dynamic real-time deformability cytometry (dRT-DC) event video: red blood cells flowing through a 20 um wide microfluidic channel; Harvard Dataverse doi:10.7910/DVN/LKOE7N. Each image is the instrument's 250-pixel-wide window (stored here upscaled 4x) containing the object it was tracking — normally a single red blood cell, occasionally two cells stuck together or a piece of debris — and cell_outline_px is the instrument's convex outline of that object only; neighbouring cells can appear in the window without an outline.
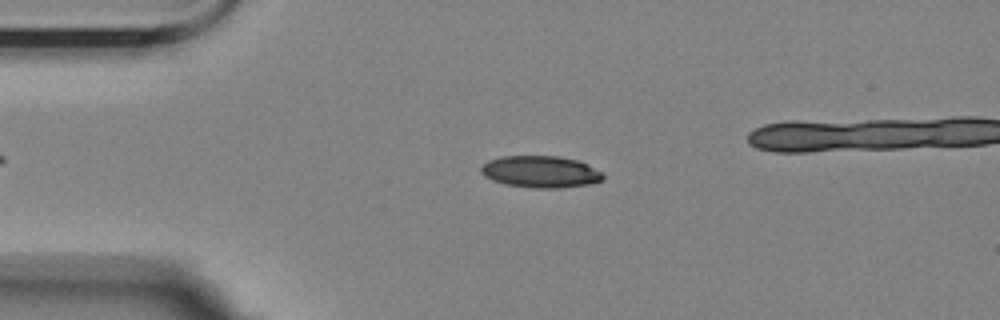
{"species": "Egyptian fruit bat (a non-hibernating species)", "species_latin": "Rousettus aegyptiacus", "temperature_condition": "room temperature", "stored_images_in_passage": 49, "camera_frame_rate_fps": 3000, "um_per_image_px": 0.085, "animal": {"sex": "female"}, "frame": {"image": 1, "passage_image": 12, "time_ms": 3.667, "image_size_px": [1000, 320], "cell_outline_px": [[604, 180], [588, 184], [560, 188], [532, 188], [504, 184], [492, 180], [484, 176], [480, 172], [480, 168], [488, 160], [500, 156], [560, 156], [580, 160], [604, 172]], "centroid_in_image_um": [45.97, 14.59], "position_along_channel_um": 39.0, "area_um2": 23.0}}
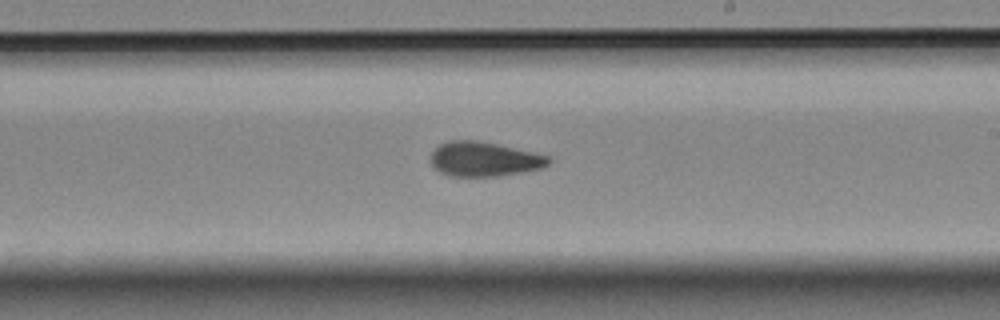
{"frame": {"image": 2, "passage_image": 32, "time_ms": 10.333, "image_size_px": [1000, 320], "cell_outline_px": [[552, 160], [548, 164], [540, 168], [500, 176], [448, 176], [432, 168], [432, 152], [440, 144], [448, 140], [476, 140], [496, 144], [532, 152], [548, 156]], "centroid_in_image_um": [41.11, 13.53], "position_along_channel_um": 247.9, "area_um2": 23.52}}
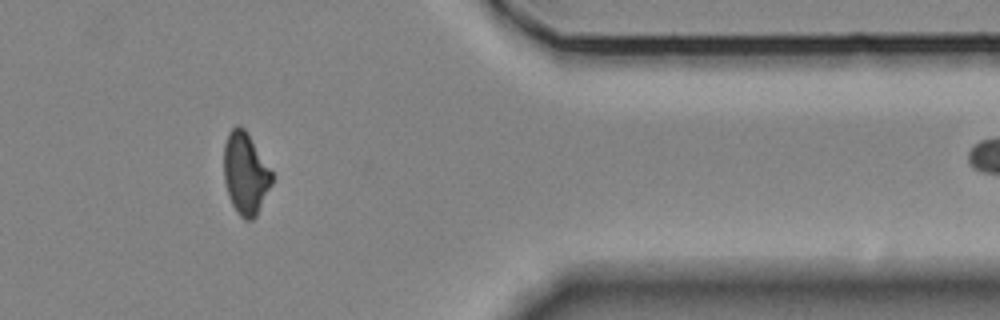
{"frame": {"image": 3, "passage_image": 46, "time_ms": 15.0, "image_size_px": [1000, 320], "cell_outline_px": [[272, 184], [256, 216], [252, 220], [244, 220], [236, 212], [228, 196], [224, 180], [224, 144], [228, 132], [236, 124], [240, 124], [244, 128], [272, 172]], "centroid_in_image_um": [20.84, 14.75], "position_along_channel_um": 390.6, "area_um2": 22.89}}